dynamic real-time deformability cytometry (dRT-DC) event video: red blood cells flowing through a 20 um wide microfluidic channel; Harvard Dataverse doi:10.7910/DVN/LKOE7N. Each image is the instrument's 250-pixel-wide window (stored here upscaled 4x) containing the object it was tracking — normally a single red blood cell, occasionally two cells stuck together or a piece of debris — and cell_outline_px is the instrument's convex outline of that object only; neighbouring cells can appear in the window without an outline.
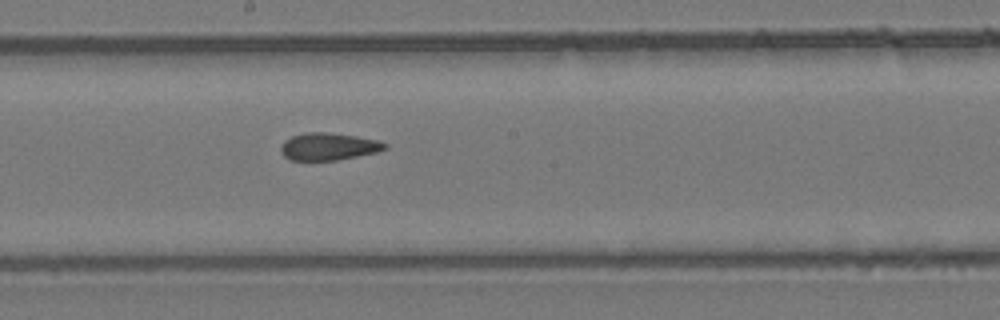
{"species": "common noctule bat (a hibernating species)", "species_latin": "Nyctalus noctula", "temperature_condition": "room temperature", "stored_images_in_passage": 7, "camera_frame_rate_fps": 3000, "um_per_image_px": 0.085, "animal": {"sex": "female", "body_mass_g": 24.6, "forearm_length_mm": 56.2}, "frame": {"image": 1, "passage_image": 7, "time_ms": 7.667, "image_size_px": [1000, 320], "cell_outline_px": [[388, 148], [376, 152], [336, 160], [288, 160], [284, 156], [280, 148], [284, 140], [292, 136], [304, 132], [324, 132], [356, 136], [376, 140], [388, 144]], "centroid_in_image_um": [27.9, 12.45], "position_along_channel_um": 220.3, "area_um2": 16.47}}